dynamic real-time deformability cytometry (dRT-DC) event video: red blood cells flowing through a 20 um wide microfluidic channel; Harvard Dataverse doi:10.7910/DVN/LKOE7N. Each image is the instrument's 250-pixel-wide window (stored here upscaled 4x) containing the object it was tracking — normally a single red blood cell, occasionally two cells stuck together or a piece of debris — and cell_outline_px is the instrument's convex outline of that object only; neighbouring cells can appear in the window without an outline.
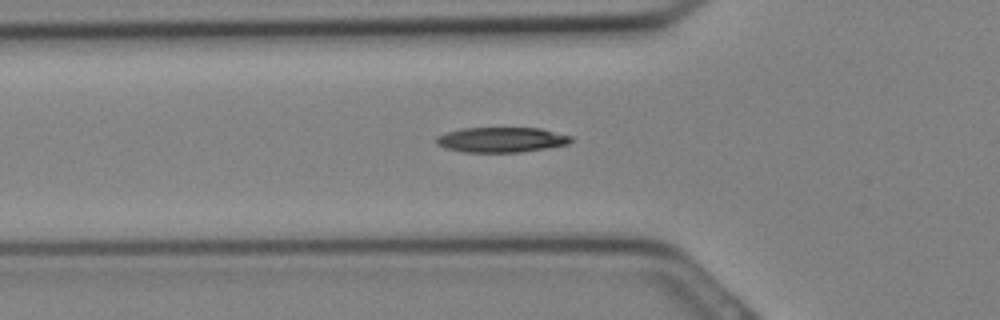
{"species": "Egyptian fruit bat (a non-hibernating species)", "species_latin": "Rousettus aegyptiacus", "temperature_condition": "cold", "stored_images_in_passage": 22, "camera_frame_rate_fps": 3000, "um_per_image_px": 0.085, "animal": {"sex": "female"}, "frame": {"image": 1, "passage_image": 10, "time_ms": 3.0, "image_size_px": [1000, 320], "cell_outline_px": [[572, 140], [568, 144], [520, 152], [464, 152], [444, 148], [436, 144], [436, 136], [460, 128], [540, 128], [572, 136]], "centroid_in_image_um": [42.58, 11.87], "position_along_channel_um": 83.2, "area_um2": 19.65}}
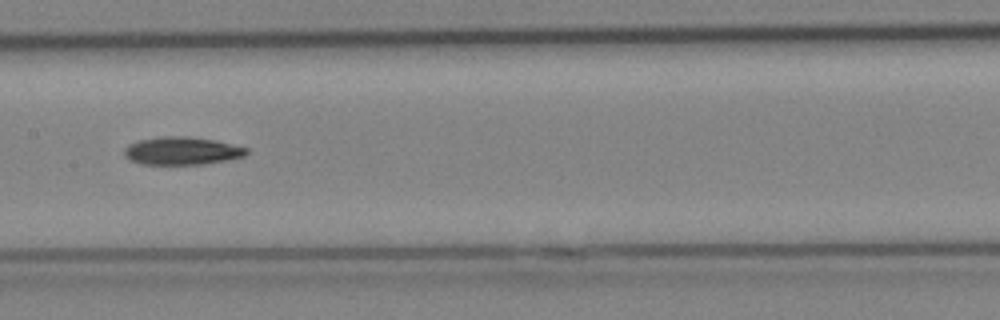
{"frame": {"image": 2, "passage_image": 15, "time_ms": 4.667, "image_size_px": [1000, 320], "cell_outline_px": [[248, 152], [244, 156], [228, 160], [204, 164], [140, 164], [128, 160], [124, 156], [124, 148], [128, 144], [136, 140], [160, 136], [188, 136], [216, 140], [248, 148]], "centroid_in_image_um": [15.42, 12.81], "position_along_channel_um": 192.0, "area_um2": 20.17}}
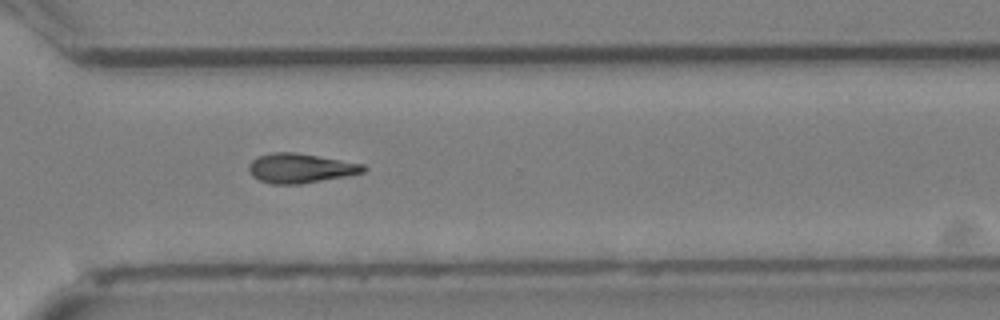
{"frame": {"image": 3, "passage_image": 22, "time_ms": 7.0, "image_size_px": [1000, 320], "cell_outline_px": [[368, 168], [364, 172], [348, 176], [300, 184], [272, 184], [260, 180], [252, 176], [248, 172], [248, 164], [256, 156], [272, 152], [296, 152], [364, 164]], "centroid_in_image_um": [25.52, 14.29], "position_along_channel_um": 345.1, "area_um2": 19.94}}